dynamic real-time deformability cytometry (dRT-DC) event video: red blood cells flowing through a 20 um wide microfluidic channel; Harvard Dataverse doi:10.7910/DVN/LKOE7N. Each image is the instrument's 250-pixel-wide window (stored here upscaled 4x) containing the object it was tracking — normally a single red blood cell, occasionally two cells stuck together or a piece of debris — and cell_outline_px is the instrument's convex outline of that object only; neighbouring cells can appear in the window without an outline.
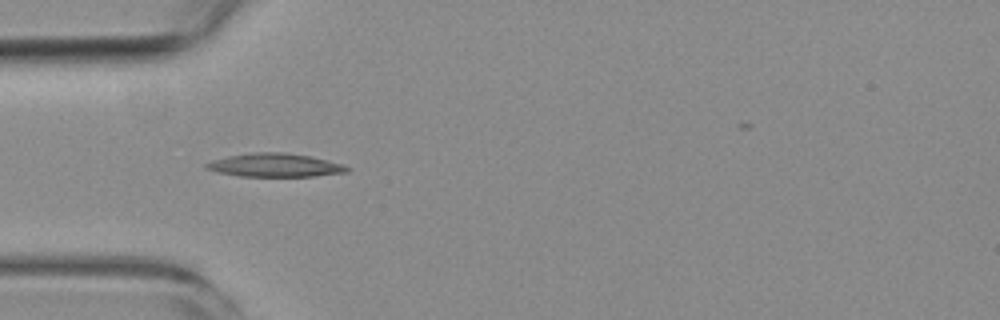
{"species": "common noctule bat (a hibernating species)", "species_latin": "Nyctalus noctula", "temperature_condition": "room temperature", "stored_images_in_passage": 6, "camera_frame_rate_fps": 3000, "um_per_image_px": 0.085, "animal": {"sex": "female", "body_mass_g": 19.3, "forearm_length_mm": 54.1}, "frame": {"image": 1, "passage_image": 2, "time_ms": 2.0, "image_size_px": [1000, 320], "cell_outline_px": [[348, 172], [312, 176], [240, 176], [216, 172], [204, 168], [204, 164], [212, 160], [228, 156], [252, 152], [284, 152], [312, 156], [344, 164], [348, 168]], "centroid_in_image_um": [23.35, 14.03], "position_along_channel_um": 61.7, "area_um2": 19.31}}
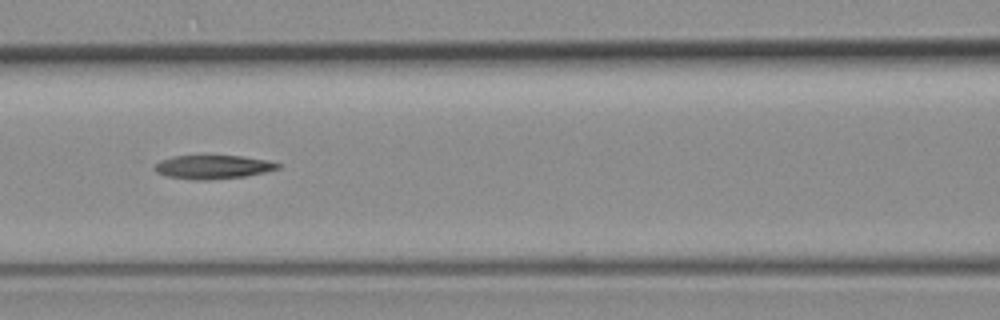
{"frame": {"image": 2, "passage_image": 4, "time_ms": 4.333, "image_size_px": [1000, 320], "cell_outline_px": [[280, 168], [264, 172], [244, 176], [208, 180], [196, 180], [168, 176], [156, 172], [152, 168], [160, 160], [172, 156], [240, 156], [268, 160], [280, 164]], "centroid_in_image_um": [18.08, 14.19], "position_along_channel_um": 148.5, "area_um2": 16.88}}
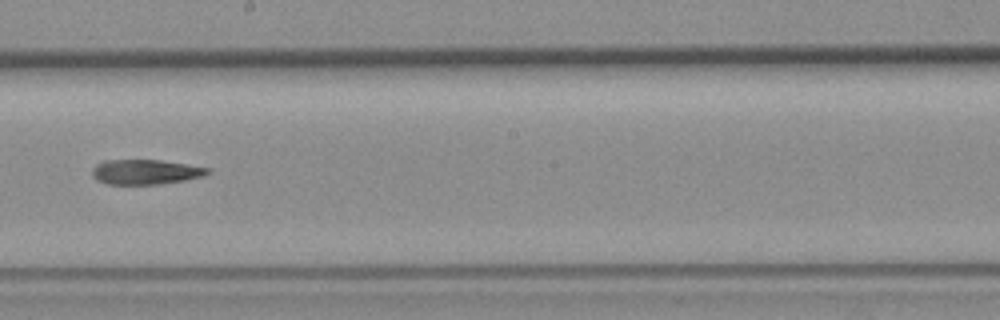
{"frame": {"image": 3, "passage_image": 6, "time_ms": 6.667, "image_size_px": [1000, 320], "cell_outline_px": [[208, 172], [204, 176], [184, 180], [156, 184], [108, 184], [96, 180], [92, 176], [92, 168], [96, 164], [104, 160], [160, 160], [208, 168]], "centroid_in_image_um": [12.29, 14.61], "position_along_channel_um": 235.9, "area_um2": 16.53}}